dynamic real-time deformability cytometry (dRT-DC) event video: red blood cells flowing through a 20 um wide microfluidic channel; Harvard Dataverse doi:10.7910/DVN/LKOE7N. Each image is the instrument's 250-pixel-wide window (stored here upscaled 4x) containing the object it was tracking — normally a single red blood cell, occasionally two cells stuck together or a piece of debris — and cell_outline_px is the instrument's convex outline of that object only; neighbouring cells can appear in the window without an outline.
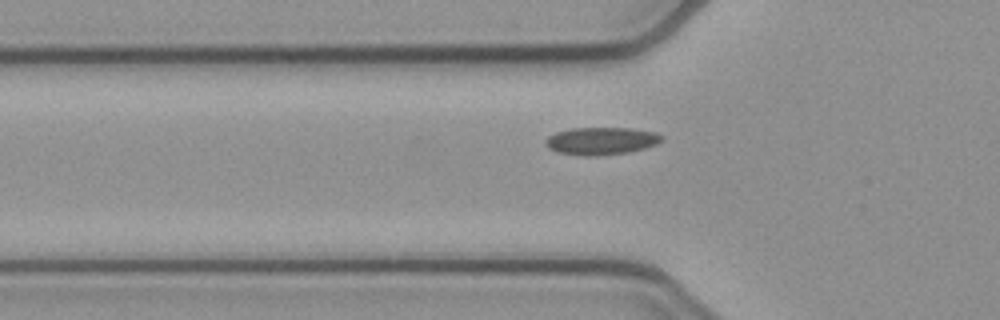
{"species": "common noctule bat (a hibernating species)", "species_latin": "Nyctalus noctula", "temperature_condition": "cold", "stored_images_in_passage": 35, "camera_frame_rate_fps": 3000, "um_per_image_px": 0.085, "animal": {"sex": "female", "body_mass_g": 21.9}, "frame": {"image": 1, "passage_image": 4, "time_ms": 1.0, "image_size_px": [1000, 320], "cell_outline_px": [[664, 136], [656, 144], [644, 148], [628, 152], [596, 156], [584, 156], [556, 152], [548, 148], [544, 144], [544, 140], [548, 136], [556, 132], [572, 128], [632, 128], [656, 132]], "centroid_in_image_um": [51.06, 11.98], "position_along_channel_um": 74.7, "area_um2": 18.73}}
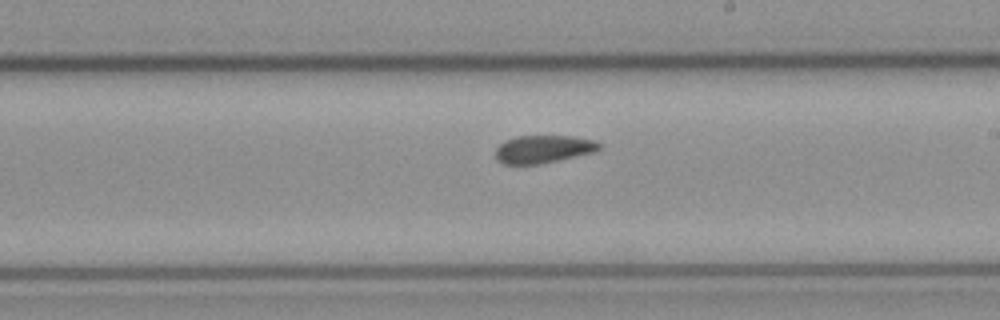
{"frame": {"image": 2, "passage_image": 17, "time_ms": 5.333, "image_size_px": [1000, 320], "cell_outline_px": [[600, 148], [592, 152], [560, 160], [540, 164], [504, 164], [496, 160], [496, 148], [504, 140], [516, 136], [572, 136], [592, 140], [600, 144]], "centroid_in_image_um": [46.12, 12.68], "position_along_channel_um": 242.9, "area_um2": 16.7}}
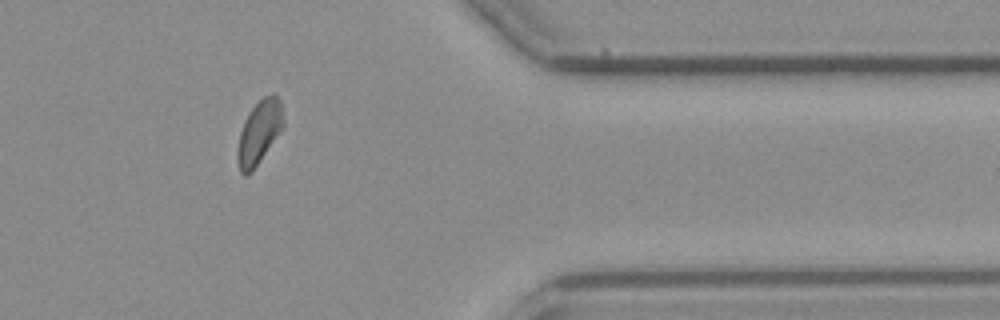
{"frame": {"image": 3, "passage_image": 30, "time_ms": 9.667, "image_size_px": [1000, 320], "cell_outline_px": [[284, 128], [252, 172], [248, 176], [244, 176], [240, 172], [236, 160], [236, 152], [240, 132], [244, 120], [248, 112], [264, 96], [272, 92], [276, 92], [280, 100], [284, 120]], "centroid_in_image_um": [22.03, 11.26], "position_along_channel_um": 389.4, "area_um2": 17.46}}